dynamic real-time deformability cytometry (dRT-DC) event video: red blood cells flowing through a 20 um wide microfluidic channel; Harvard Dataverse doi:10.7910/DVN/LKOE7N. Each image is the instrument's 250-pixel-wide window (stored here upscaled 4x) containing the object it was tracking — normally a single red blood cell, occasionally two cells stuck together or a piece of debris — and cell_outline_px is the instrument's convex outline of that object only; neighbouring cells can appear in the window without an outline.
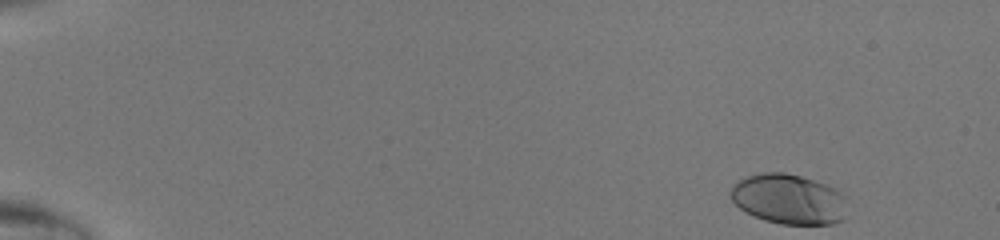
{"species": "human", "species_latin": "Homo sapiens", "temperature_condition": "room temperature", "stored_images_in_passage": 45, "camera_frame_rate_fps": 3000, "um_per_image_px": 0.085, "donor": {"sex": "male"}, "frame": {"image": 1, "passage_image": 1, "time_ms": 0.0, "image_size_px": [1000, 240], "cell_outline_px": [[844, 220], [832, 224], [780, 224], [764, 220], [740, 208], [728, 196], [728, 192], [732, 184], [748, 176], [764, 172], [784, 172], [800, 176], [828, 184], [836, 188], [844, 196]], "centroid_in_image_um": [67.02, 16.92], "position_along_channel_um": 18.0, "area_um2": 34.1}}
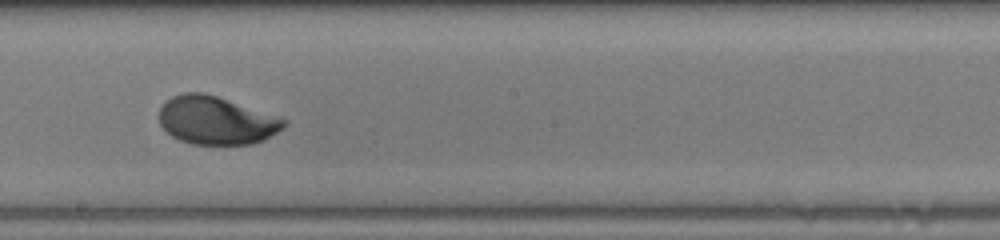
{"frame": {"image": 2, "passage_image": 26, "time_ms": 8.333, "image_size_px": [1000, 240], "cell_outline_px": [[288, 124], [284, 128], [264, 140], [252, 144], [192, 144], [180, 140], [172, 136], [160, 124], [160, 108], [172, 96], [184, 92], [204, 92], [288, 120]], "centroid_in_image_um": [18.39, 10.24], "position_along_channel_um": 229.8, "area_um2": 34.68}}
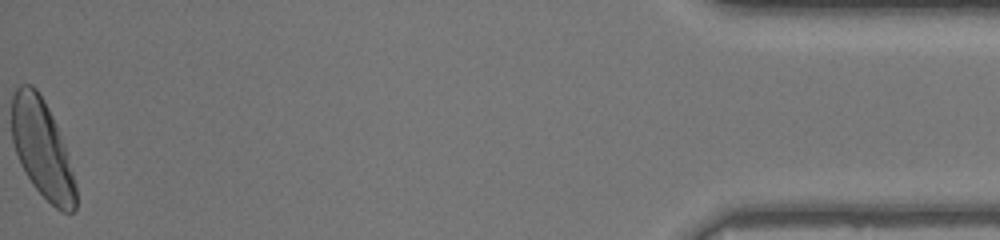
{"frame": {"image": 3, "passage_image": 45, "time_ms": 14.667, "image_size_px": [1000, 240], "cell_outline_px": [[76, 208], [72, 212], [60, 212], [32, 184], [20, 164], [12, 140], [12, 96], [16, 88], [20, 84], [32, 84], [36, 88], [44, 100], [56, 124], [68, 152], [76, 184]], "centroid_in_image_um": [3.59, 12.64], "position_along_channel_um": 431.6, "area_um2": 36.65}}